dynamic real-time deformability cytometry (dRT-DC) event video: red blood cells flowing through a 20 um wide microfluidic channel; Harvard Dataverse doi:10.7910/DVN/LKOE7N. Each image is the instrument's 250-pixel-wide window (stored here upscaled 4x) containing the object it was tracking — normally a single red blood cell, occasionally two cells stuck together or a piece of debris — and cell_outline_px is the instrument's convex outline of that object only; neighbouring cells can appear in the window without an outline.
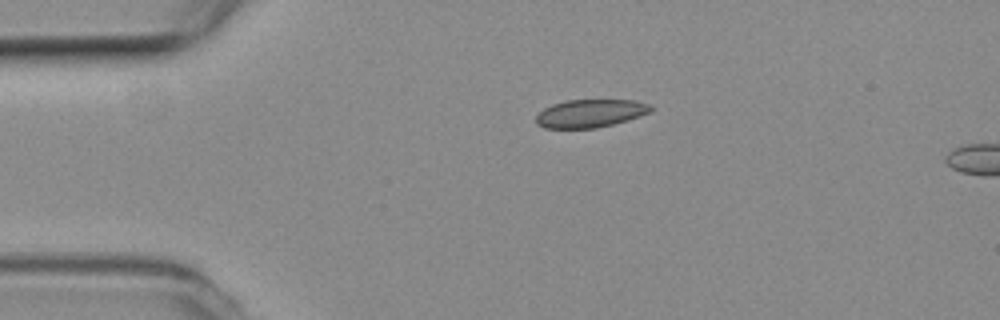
{"species": "common noctule bat (a hibernating species)", "species_latin": "Nyctalus noctula", "temperature_condition": "room temperature", "stored_images_in_passage": 5, "camera_frame_rate_fps": 3000, "um_per_image_px": 0.085, "animal": {"sex": "female", "body_mass_g": 19.3, "forearm_length_mm": 54.1}, "frame": {"image": 1, "passage_image": 1, "time_ms": 0.0, "image_size_px": [1000, 320], "cell_outline_px": [[656, 108], [652, 112], [640, 116], [612, 124], [596, 128], [544, 128], [536, 124], [536, 116], [544, 108], [552, 104], [564, 100], [636, 100], [652, 104]], "centroid_in_image_um": [50.22, 9.62], "position_along_channel_um": 34.8, "area_um2": 18.96}}